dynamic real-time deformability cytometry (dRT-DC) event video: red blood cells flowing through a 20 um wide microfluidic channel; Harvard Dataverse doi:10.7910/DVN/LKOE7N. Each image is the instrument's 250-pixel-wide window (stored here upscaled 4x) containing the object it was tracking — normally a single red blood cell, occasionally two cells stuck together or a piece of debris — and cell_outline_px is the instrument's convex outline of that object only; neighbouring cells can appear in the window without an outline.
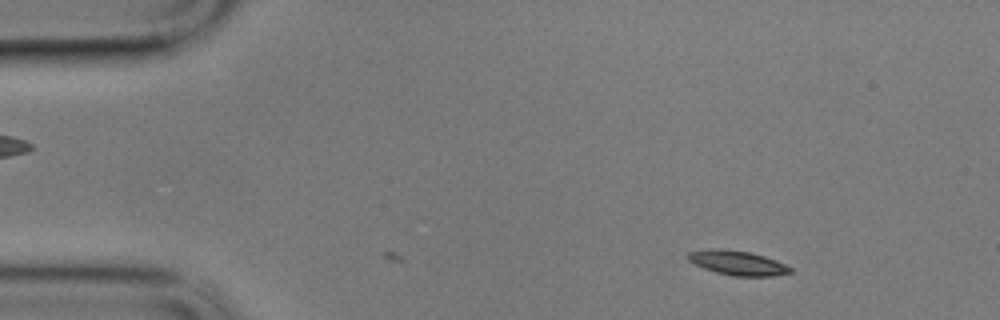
{"species": "common noctule bat (a hibernating species)", "species_latin": "Nyctalus noctula", "temperature_condition": "cold", "stored_images_in_passage": 4, "camera_frame_rate_fps": 3000, "um_per_image_px": 0.085, "animal": {"sex": "male", "body_mass_g": 17.9}, "frame": {"image": 1, "passage_image": 4, "time_ms": 1.0, "image_size_px": [1000, 320], "cell_outline_px": [[792, 272], [772, 276], [732, 276], [716, 272], [704, 268], [688, 260], [688, 252], [748, 252], [764, 256], [776, 260], [792, 268]], "centroid_in_image_um": [62.82, 22.42], "position_along_channel_um": 22.2, "area_um2": 13.47}}